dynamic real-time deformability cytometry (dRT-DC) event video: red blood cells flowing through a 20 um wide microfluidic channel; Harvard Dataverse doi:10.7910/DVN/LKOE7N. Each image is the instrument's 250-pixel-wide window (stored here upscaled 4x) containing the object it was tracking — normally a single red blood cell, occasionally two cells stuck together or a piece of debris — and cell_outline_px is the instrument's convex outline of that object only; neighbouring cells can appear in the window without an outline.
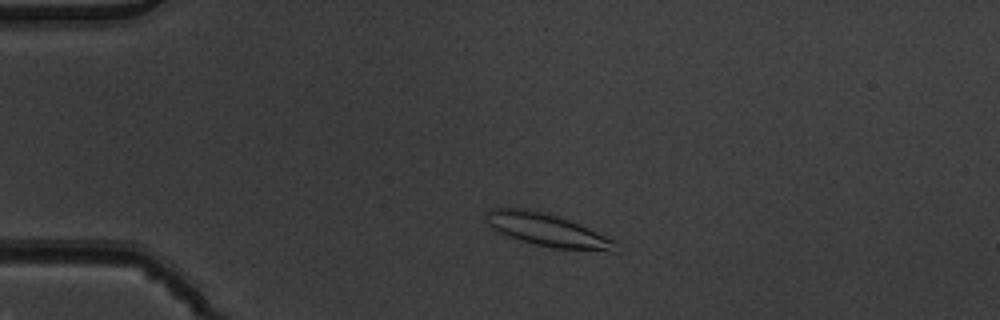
{"species": "common noctule bat (a hibernating species)", "species_latin": "Nyctalus noctula", "temperature_condition": "warm", "stored_images_in_passage": 3, "camera_frame_rate_fps": 3000, "um_per_image_px": 0.085, "animal": {"sex": "male", "body_mass_g": 19.5, "forearm_length_mm": 54.6}, "frame": {"image": 1, "passage_image": 2, "time_ms": 0.333, "image_size_px": [1000, 320], "cell_outline_px": [[616, 252], [612, 252], [552, 248], [532, 244], [508, 236], [492, 228], [488, 224], [484, 216], [484, 212], [488, 208], [528, 208], [556, 216], [580, 224], [616, 240]], "centroid_in_image_um": [46.51, 19.56], "position_along_channel_um": 38.5, "area_um2": 24.97}}
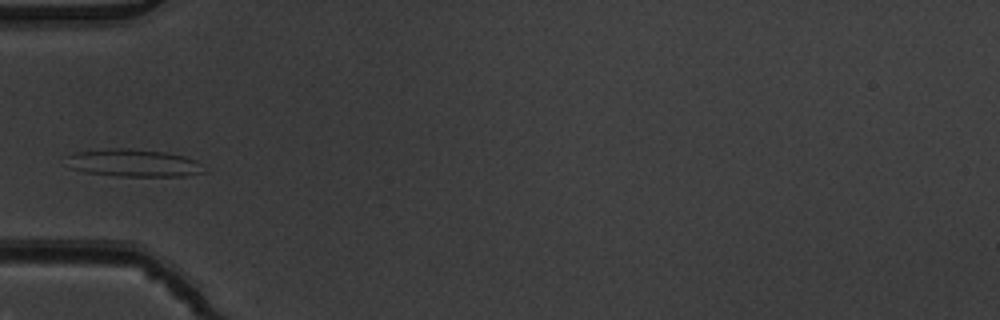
{"frame": {"image": 2, "passage_image": 3, "time_ms": 0.667, "image_size_px": [1000, 320], "cell_outline_px": [[208, 172], [184, 176], [116, 176], [84, 172], [72, 168], [64, 156], [76, 152], [108, 148], [124, 148], [164, 152], [184, 156], [196, 160]], "centroid_in_image_um": [11.36, 13.85], "position_along_channel_um": 73.6, "area_um2": 22.14}}